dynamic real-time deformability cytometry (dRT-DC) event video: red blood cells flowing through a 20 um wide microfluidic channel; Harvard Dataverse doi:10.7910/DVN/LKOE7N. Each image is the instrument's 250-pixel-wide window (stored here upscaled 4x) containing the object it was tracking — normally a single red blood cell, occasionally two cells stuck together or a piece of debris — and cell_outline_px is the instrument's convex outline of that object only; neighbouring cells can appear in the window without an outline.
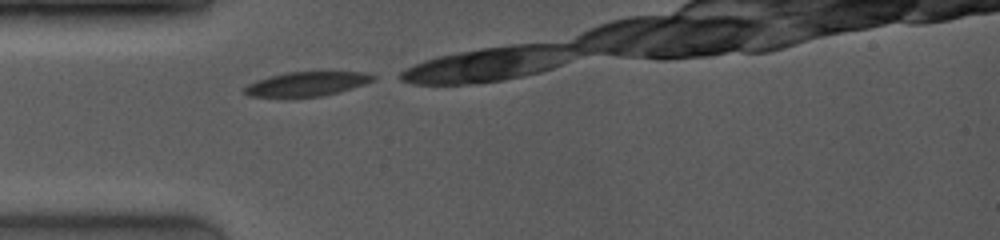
{"species": "common noctule bat (a hibernating species)", "species_latin": "Nyctalus noctula", "temperature_condition": "room temperature", "stored_images_in_passage": 1, "camera_frame_rate_fps": 4000, "um_per_image_px": 0.085, "animal": {"sex": "female", "body_mass_g": 19.0, "forearm_length_mm": 53.3}, "frame": {"image": 1, "passage_image": 1, "time_ms": 0.0, "image_size_px": [1000, 240], "cell_outline_px": [[376, 80], [340, 92], [320, 96], [248, 96], [244, 92], [244, 88], [248, 84], [256, 80], [268, 76], [288, 72], [368, 72], [376, 76]], "centroid_in_image_um": [26.12, 7.11], "position_along_channel_um": 58.9, "area_um2": 18.03}}